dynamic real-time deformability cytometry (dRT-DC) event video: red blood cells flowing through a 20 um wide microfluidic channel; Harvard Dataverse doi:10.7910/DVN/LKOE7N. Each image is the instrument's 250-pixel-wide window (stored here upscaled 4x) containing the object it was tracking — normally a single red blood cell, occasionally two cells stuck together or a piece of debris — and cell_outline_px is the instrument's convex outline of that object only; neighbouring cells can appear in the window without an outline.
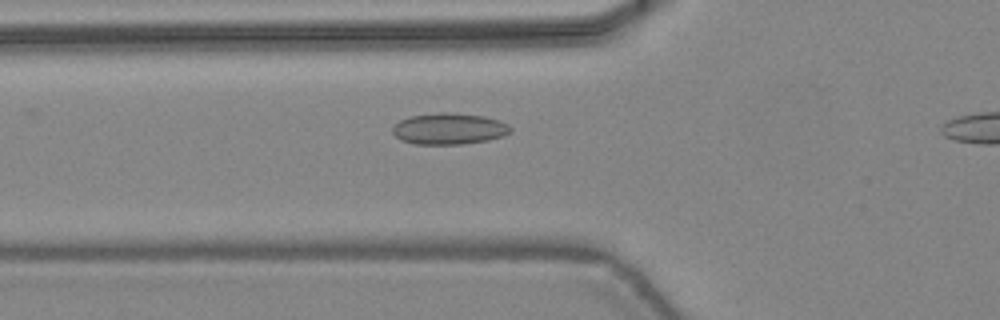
{"species": "common noctule bat (a hibernating species)", "species_latin": "Nyctalus noctula", "temperature_condition": "warm", "stored_images_in_passage": 32, "camera_frame_rate_fps": 3000, "um_per_image_px": 0.085, "animal": {"sex": "female", "body_mass_g": 24.6, "forearm_length_mm": 56.2}, "frame": {"image": 1, "passage_image": 8, "time_ms": 2.333, "image_size_px": [1000, 320], "cell_outline_px": [[512, 132], [504, 136], [488, 140], [464, 144], [412, 144], [400, 140], [392, 132], [392, 128], [400, 120], [408, 116], [440, 112], [452, 112], [484, 116], [500, 120], [508, 124], [512, 128]], "centroid_in_image_um": [38.19, 10.94], "position_along_channel_um": 87.6, "area_um2": 21.85}}
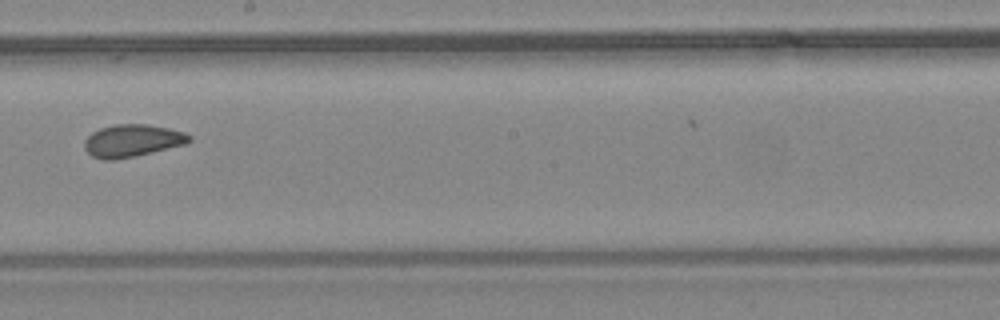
{"frame": {"image": 2, "passage_image": 18, "time_ms": 5.667, "image_size_px": [1000, 320], "cell_outline_px": [[192, 140], [184, 144], [136, 156], [116, 160], [104, 160], [92, 156], [84, 148], [84, 140], [92, 132], [100, 128], [116, 124], [148, 124], [168, 128], [184, 132], [192, 136]], "centroid_in_image_um": [11.23, 11.96], "position_along_channel_um": 237.0, "area_um2": 19.83}}
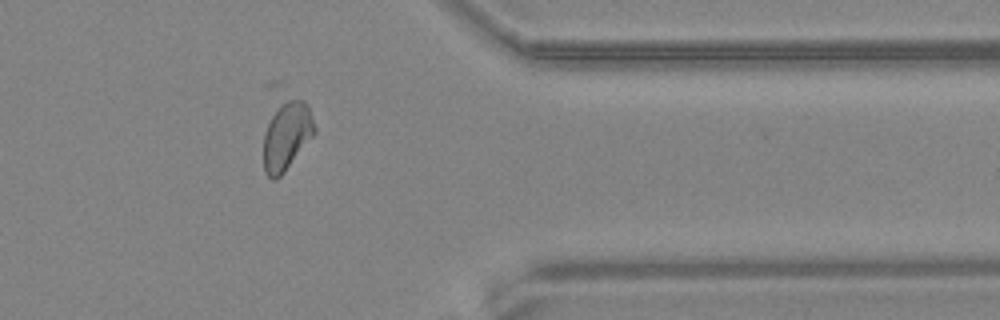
{"frame": {"image": 3, "passage_image": 29, "time_ms": 9.333, "image_size_px": [1000, 320], "cell_outline_px": [[316, 132], [284, 172], [276, 180], [272, 180], [264, 172], [264, 132], [272, 116], [280, 104], [288, 100], [304, 100], [308, 104], [316, 128]], "centroid_in_image_um": [24.38, 11.57], "position_along_channel_um": 387.0, "area_um2": 20.06}}